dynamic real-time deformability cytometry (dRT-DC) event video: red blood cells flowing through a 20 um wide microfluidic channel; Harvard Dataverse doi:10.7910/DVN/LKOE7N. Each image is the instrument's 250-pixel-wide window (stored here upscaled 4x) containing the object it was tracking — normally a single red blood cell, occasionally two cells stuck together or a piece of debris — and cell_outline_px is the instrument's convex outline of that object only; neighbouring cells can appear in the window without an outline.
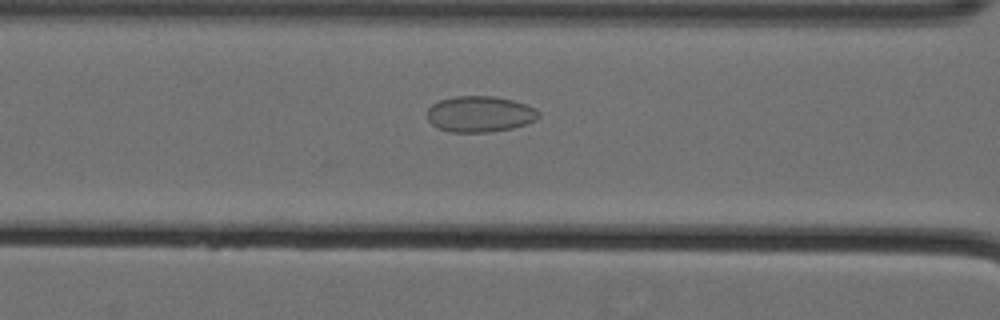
{"species": "Egyptian fruit bat (a non-hibernating species)", "species_latin": "Rousettus aegyptiacus", "temperature_condition": "cold", "stored_images_in_passage": 32, "camera_frame_rate_fps": 3000, "um_per_image_px": 0.085, "animal": {"sex": "female"}, "frame": {"image": 1, "passage_image": 6, "time_ms": 1.667, "image_size_px": [1000, 320], "cell_outline_px": [[540, 116], [536, 120], [512, 128], [488, 132], [452, 132], [436, 128], [428, 120], [428, 108], [432, 104], [440, 100], [452, 96], [496, 96], [512, 100], [536, 108], [540, 112]], "centroid_in_image_um": [40.78, 9.69], "position_along_channel_um": 125.8, "area_um2": 23.47}}
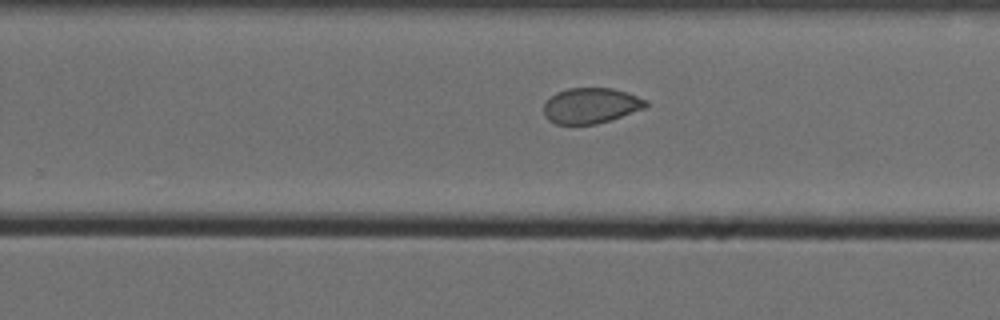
{"frame": {"image": 2, "passage_image": 19, "time_ms": 6.0, "image_size_px": [1000, 320], "cell_outline_px": [[648, 104], [644, 108], [596, 124], [556, 124], [548, 120], [544, 116], [544, 104], [556, 92], [568, 88], [612, 88], [628, 92], [648, 100]], "centroid_in_image_um": [50.21, 8.97], "position_along_channel_um": 279.6, "area_um2": 21.04}}
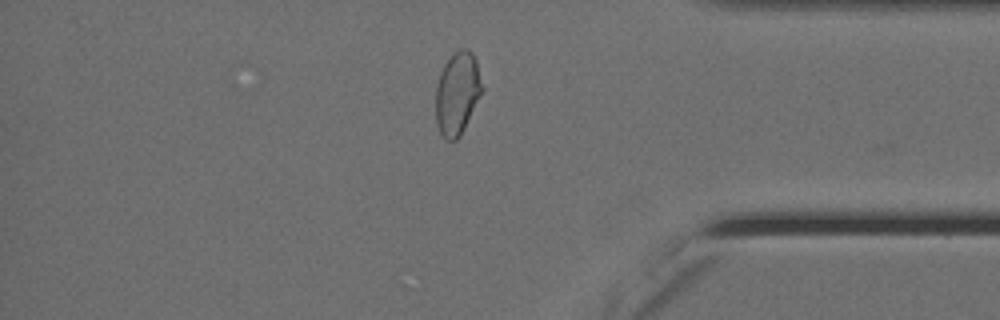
{"frame": {"image": 3, "passage_image": 30, "time_ms": 9.667, "image_size_px": [1000, 320], "cell_outline_px": [[484, 88], [460, 136], [456, 140], [448, 140], [440, 132], [436, 124], [436, 84], [440, 72], [444, 64], [460, 48], [468, 48], [472, 52], [476, 60]], "centroid_in_image_um": [38.88, 7.91], "position_along_channel_um": 396.3, "area_um2": 22.25}}